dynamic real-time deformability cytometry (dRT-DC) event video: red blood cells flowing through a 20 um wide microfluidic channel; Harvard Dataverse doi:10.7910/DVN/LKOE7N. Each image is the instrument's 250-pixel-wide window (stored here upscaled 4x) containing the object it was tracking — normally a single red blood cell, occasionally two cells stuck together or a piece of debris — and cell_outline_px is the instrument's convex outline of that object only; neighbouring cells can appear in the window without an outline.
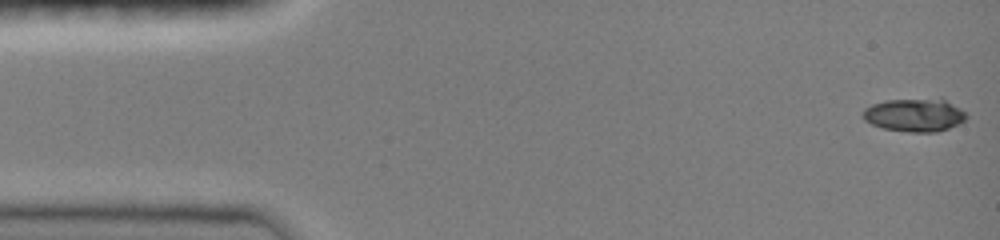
{"species": "common noctule bat (a hibernating species)", "species_latin": "Nyctalus noctula", "temperature_condition": "room temperature", "stored_images_in_passage": 47, "camera_frame_rate_fps": 3000, "um_per_image_px": 0.085, "animal": {"sex": "female", "body_mass_g": 19.0, "forearm_length_mm": 51.5}, "frame": {"image": 1, "passage_image": 1, "time_ms": 0.0, "image_size_px": [1000, 240], "cell_outline_px": [[968, 116], [964, 120], [948, 128], [936, 132], [908, 132], [884, 128], [872, 124], [864, 120], [864, 108], [872, 104], [884, 100], [940, 96], [960, 108]], "centroid_in_image_um": [77.75, 9.73], "position_along_channel_um": 7.2, "area_um2": 20.4}}
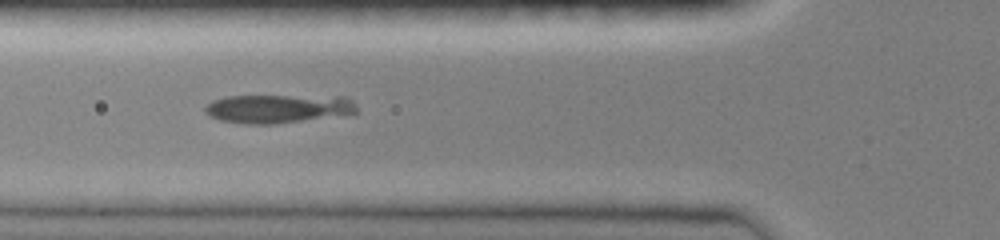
{"frame": {"image": 2, "passage_image": 17, "time_ms": 5.333, "image_size_px": [1000, 240], "cell_outline_px": [[356, 112], [272, 124], [248, 124], [220, 120], [204, 112], [204, 108], [212, 100], [224, 96], [348, 96], [356, 104]], "centroid_in_image_um": [23.59, 9.21], "position_along_channel_um": 102.2, "area_um2": 24.91}}
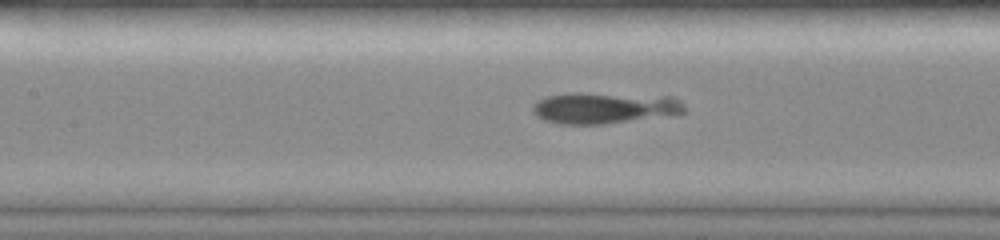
{"frame": {"image": 3, "passage_image": 21, "time_ms": 6.667, "image_size_px": [1000, 240], "cell_outline_px": [[684, 112], [676, 116], [604, 124], [560, 124], [544, 120], [536, 116], [532, 112], [532, 104], [536, 100], [548, 96], [568, 92], [576, 92], [672, 96], [680, 100], [684, 104]], "centroid_in_image_um": [51.4, 9.17], "position_along_channel_um": 156.0, "area_um2": 28.5}}